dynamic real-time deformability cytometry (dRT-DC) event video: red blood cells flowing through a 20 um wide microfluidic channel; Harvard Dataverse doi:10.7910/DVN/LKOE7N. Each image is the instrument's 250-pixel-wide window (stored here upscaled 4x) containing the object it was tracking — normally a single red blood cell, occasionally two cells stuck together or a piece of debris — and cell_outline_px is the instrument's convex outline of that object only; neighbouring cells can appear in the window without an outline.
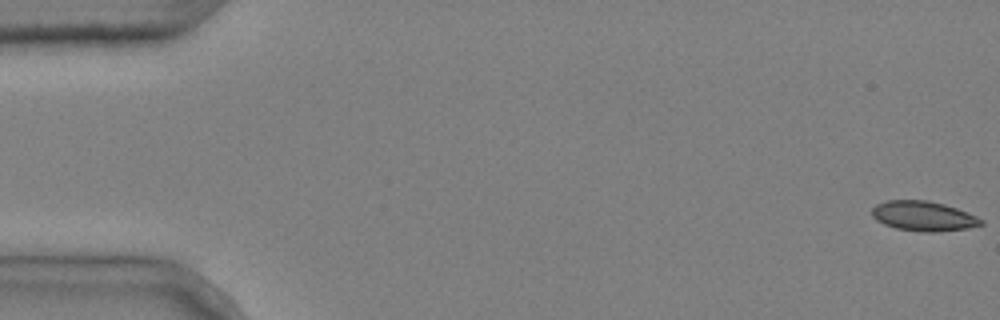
{"species": "common noctule bat (a hibernating species)", "species_latin": "Nyctalus noctula", "temperature_condition": "cold", "stored_images_in_passage": 6, "camera_frame_rate_fps": 3000, "um_per_image_px": 0.085, "animal": {"sex": "male", "body_mass_g": 20.4}, "frame": {"image": 1, "passage_image": 1, "time_ms": 0.0, "image_size_px": [1000, 320], "cell_outline_px": [[984, 224], [968, 228], [936, 232], [924, 232], [896, 228], [884, 224], [876, 220], [872, 216], [872, 208], [876, 204], [888, 200], [928, 200], [944, 204], [956, 208], [976, 216], [984, 220]], "centroid_in_image_um": [78.49, 18.36], "position_along_channel_um": 6.5, "area_um2": 18.96}}